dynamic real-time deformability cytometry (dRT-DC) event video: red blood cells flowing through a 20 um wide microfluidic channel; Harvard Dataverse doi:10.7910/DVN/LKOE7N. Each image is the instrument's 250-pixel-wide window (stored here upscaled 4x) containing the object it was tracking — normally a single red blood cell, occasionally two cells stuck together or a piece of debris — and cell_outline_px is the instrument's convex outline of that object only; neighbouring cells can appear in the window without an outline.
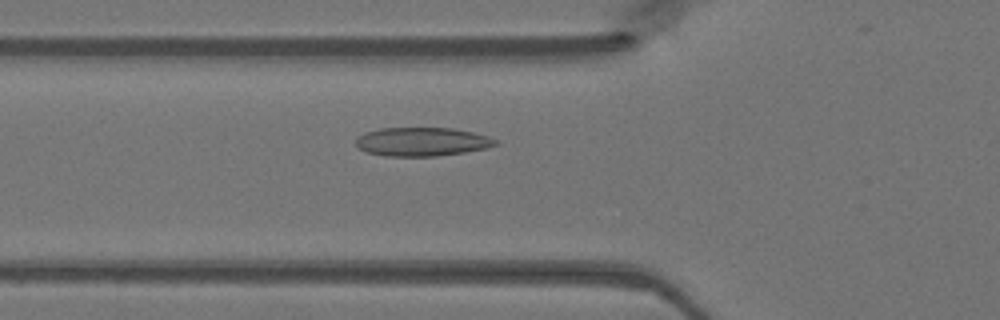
{"species": "Egyptian fruit bat (a non-hibernating species)", "species_latin": "Rousettus aegyptiacus", "temperature_condition": "warm", "stored_images_in_passage": 44, "camera_frame_rate_fps": 3000, "um_per_image_px": 0.085, "animal": {"sex": "female"}, "frame": {"image": 1, "passage_image": 17, "time_ms": 5.333, "image_size_px": [1000, 320], "cell_outline_px": [[500, 144], [488, 148], [464, 152], [436, 156], [384, 156], [368, 152], [356, 148], [356, 136], [364, 132], [380, 128], [452, 128], [472, 132], [488, 136], [500, 140]], "centroid_in_image_um": [35.88, 12.04], "position_along_channel_um": 89.9, "area_um2": 23.64}}
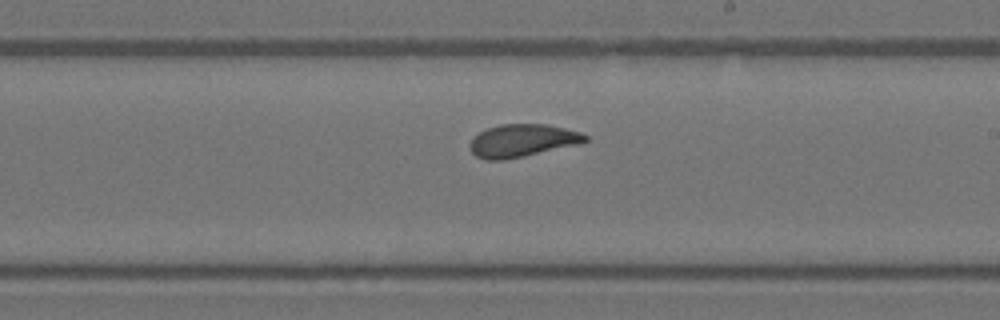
{"frame": {"image": 2, "passage_image": 28, "time_ms": 9.0, "image_size_px": [1000, 320], "cell_outline_px": [[588, 140], [580, 144], [524, 156], [504, 160], [484, 160], [476, 156], [468, 148], [468, 144], [472, 136], [488, 128], [500, 124], [548, 124], [580, 132], [588, 136]], "centroid_in_image_um": [44.36, 11.95], "position_along_channel_um": 244.6, "area_um2": 22.2}}
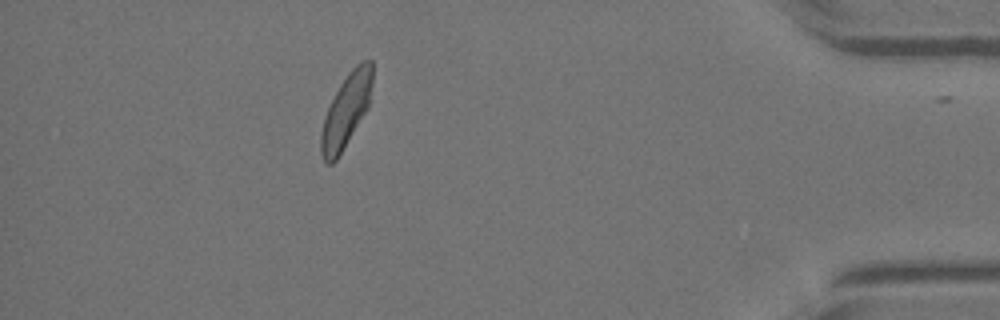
{"frame": {"image": 3, "passage_image": 43, "time_ms": 14.0, "image_size_px": [1000, 320], "cell_outline_px": [[372, 84], [368, 108], [336, 160], [332, 164], [324, 164], [320, 152], [320, 136], [324, 120], [328, 108], [340, 84], [348, 72], [360, 60], [372, 60]], "centroid_in_image_um": [29.42, 9.41], "position_along_channel_um": 405.8, "area_um2": 21.73}}